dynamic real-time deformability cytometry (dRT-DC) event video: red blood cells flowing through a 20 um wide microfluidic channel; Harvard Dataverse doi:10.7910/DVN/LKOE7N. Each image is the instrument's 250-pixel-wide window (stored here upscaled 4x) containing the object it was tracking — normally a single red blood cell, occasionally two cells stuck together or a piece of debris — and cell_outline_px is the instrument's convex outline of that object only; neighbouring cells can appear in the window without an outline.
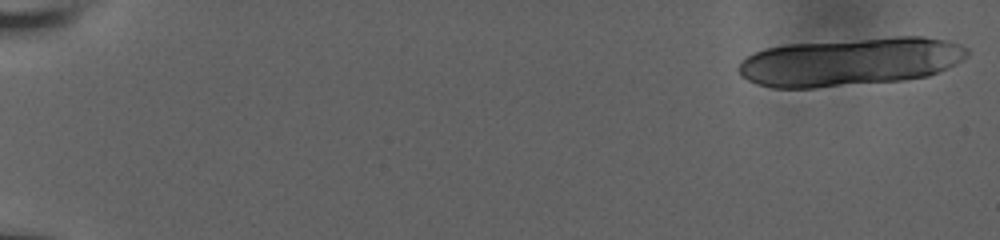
{"species": "human", "species_latin": "Homo sapiens", "temperature_condition": "room temperature", "stored_images_in_passage": 25, "camera_frame_rate_fps": 3000, "um_per_image_px": 0.085, "donor": {"sex": "male"}, "frame": {"image": 1, "passage_image": 1, "time_ms": 0.0, "image_size_px": [1000, 240], "cell_outline_px": [[968, 56], [956, 64], [948, 68], [928, 76], [904, 80], [816, 88], [772, 88], [756, 84], [740, 76], [736, 68], [740, 60], [756, 52], [768, 48], [788, 44], [896, 36], [924, 36], [948, 40], [960, 44], [968, 48]], "centroid_in_image_um": [72.28, 5.25], "position_along_channel_um": 12.7, "area_um2": 64.91}}
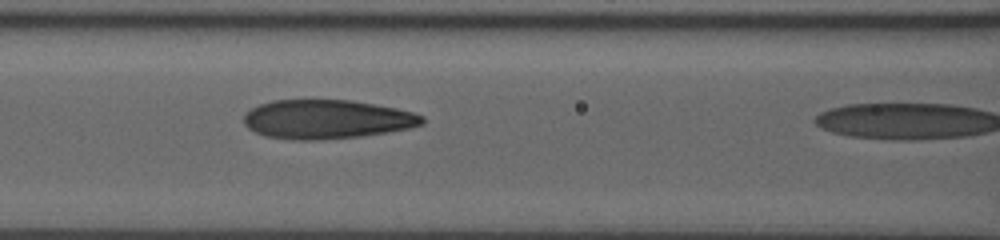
{"frame": {"image": 2, "passage_image": 24, "time_ms": 7.667, "image_size_px": [1000, 240], "cell_outline_px": [[424, 124], [408, 128], [388, 132], [360, 136], [316, 140], [300, 140], [264, 136], [248, 128], [244, 124], [244, 112], [260, 104], [272, 100], [352, 100], [396, 108], [412, 112], [424, 116]], "centroid_in_image_um": [27.76, 10.13], "position_along_channel_um": 138.8, "area_um2": 40.52}}